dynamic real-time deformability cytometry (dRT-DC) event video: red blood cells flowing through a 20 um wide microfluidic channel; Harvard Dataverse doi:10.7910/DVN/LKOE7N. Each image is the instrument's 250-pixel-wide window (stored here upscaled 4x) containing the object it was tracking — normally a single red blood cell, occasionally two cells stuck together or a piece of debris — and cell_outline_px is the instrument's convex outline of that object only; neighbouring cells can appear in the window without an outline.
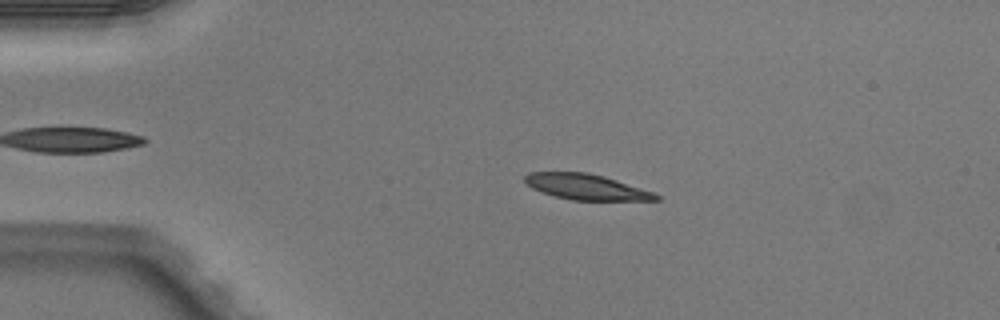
{"species": "Egyptian fruit bat (a non-hibernating species)", "species_latin": "Rousettus aegyptiacus", "temperature_condition": "warm", "stored_images_in_passage": 50, "camera_frame_rate_fps": 3000, "um_per_image_px": 0.085, "animal": {"sex": "male"}, "frame": {"image": 1, "passage_image": 10, "time_ms": 3.0, "image_size_px": [1000, 320], "cell_outline_px": [[660, 200], [572, 200], [540, 192], [532, 188], [524, 180], [524, 176], [528, 172], [588, 172], [604, 176], [652, 192], [660, 196]], "centroid_in_image_um": [49.79, 15.88], "position_along_channel_um": 35.2, "area_um2": 19.36}}
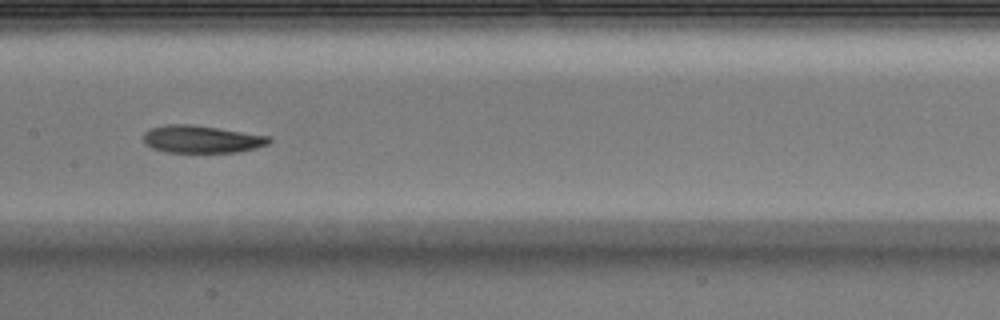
{"frame": {"image": 2, "passage_image": 25, "time_ms": 8.0, "image_size_px": [1000, 320], "cell_outline_px": [[272, 140], [268, 144], [256, 148], [236, 152], [164, 152], [152, 148], [144, 144], [144, 132], [152, 128], [168, 124], [192, 124], [272, 136]], "centroid_in_image_um": [17.15, 11.83], "position_along_channel_um": 190.2, "area_um2": 20.23}}
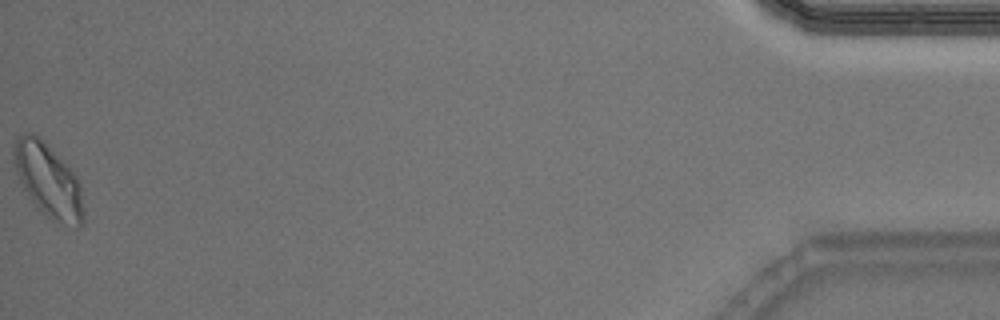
{"frame": {"image": 3, "passage_image": 50, "time_ms": 16.333, "image_size_px": [1000, 320], "cell_outline_px": [[84, 224], [76, 228], [52, 220], [44, 216], [36, 208], [28, 196], [12, 164], [12, 144], [24, 132], [32, 132], [76, 176], [80, 184], [84, 212]], "centroid_in_image_um": [4.07, 15.41], "position_along_channel_um": 431.1, "area_um2": 29.77}, "authors_computed_cell_mechanics": {"area_um2": 20.808, "velocity_mm_per_s": 4.0027, "shape_relaxation_time_tau1_ms": 2.8779, "shape_relaxation_time_tau2_ms": 2.2175, "deformation_change_tau1": 0.1268, "deformation_change_tau2": 0.0706}}